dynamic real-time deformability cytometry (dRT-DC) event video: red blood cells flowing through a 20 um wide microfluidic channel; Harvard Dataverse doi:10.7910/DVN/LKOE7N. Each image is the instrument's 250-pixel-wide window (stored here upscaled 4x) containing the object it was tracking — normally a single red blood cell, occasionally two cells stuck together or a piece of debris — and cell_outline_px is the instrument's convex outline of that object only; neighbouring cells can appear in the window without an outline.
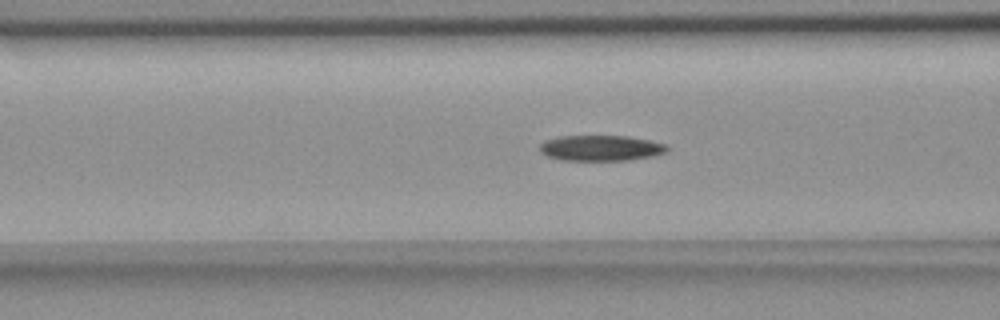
{"species": "common noctule bat (a hibernating species)", "species_latin": "Nyctalus noctula", "temperature_condition": "room temperature", "stored_images_in_passage": 40, "camera_frame_rate_fps": 3000, "um_per_image_px": 0.085, "animal": {"sex": "female", "body_mass_g": 18.4}, "frame": {"image": 1, "passage_image": 6, "time_ms": 1.667, "image_size_px": [1000, 320], "cell_outline_px": [[668, 152], [656, 156], [628, 160], [564, 160], [548, 156], [540, 152], [540, 144], [544, 140], [560, 136], [628, 136], [668, 144]], "centroid_in_image_um": [51.12, 12.58], "position_along_channel_um": 115.5, "area_um2": 19.13}}
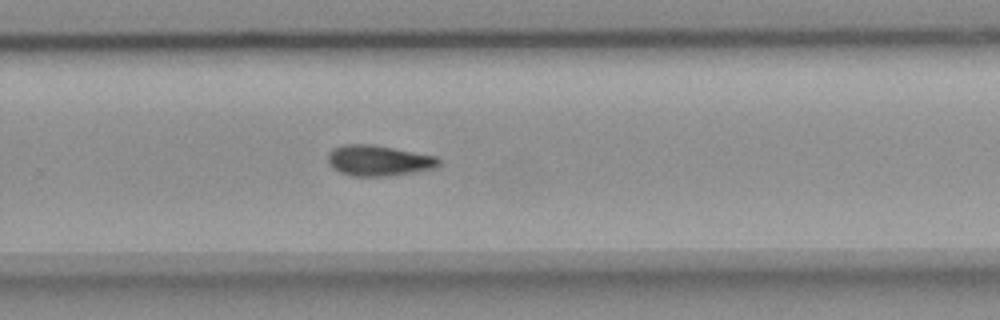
{"frame": {"image": 2, "passage_image": 21, "time_ms": 6.667, "image_size_px": [1000, 320], "cell_outline_px": [[440, 164], [436, 168], [392, 176], [352, 176], [340, 172], [332, 168], [328, 160], [328, 152], [332, 148], [344, 144], [368, 144], [392, 148], [436, 156], [440, 160]], "centroid_in_image_um": [32.17, 13.65], "position_along_channel_um": 297.6, "area_um2": 19.83}}
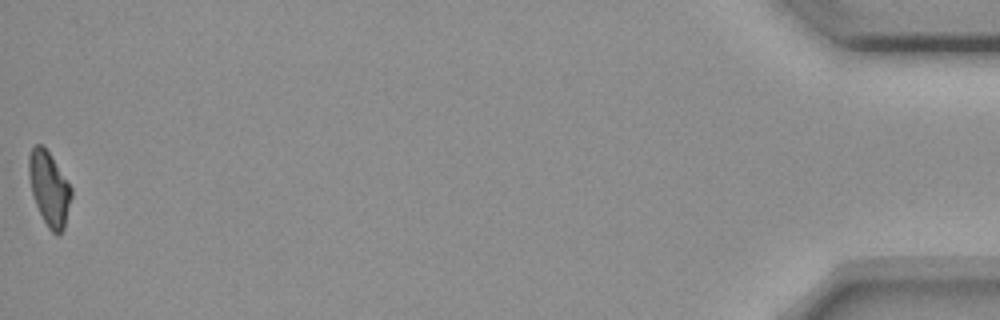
{"frame": {"image": 3, "passage_image": 40, "time_ms": 13.0, "image_size_px": [1000, 320], "cell_outline_px": [[72, 196], [64, 228], [60, 236], [56, 236], [48, 228], [36, 204], [32, 192], [28, 176], [28, 156], [32, 148], [36, 144], [40, 144], [48, 152], [72, 188]], "centroid_in_image_um": [4.18, 16.07], "position_along_channel_um": 431.0, "area_um2": 18.15}, "authors_computed_cell_mechanics": {"area_um2": 19.3919, "velocity_mm_per_s": 3.6565, "shape_relaxation_time_tau1_ms": 8.4392, "shape_relaxation_time_tau2_ms": null, "deformation_change_tau1": 0.1714, "deformation_change_tau2": null}}